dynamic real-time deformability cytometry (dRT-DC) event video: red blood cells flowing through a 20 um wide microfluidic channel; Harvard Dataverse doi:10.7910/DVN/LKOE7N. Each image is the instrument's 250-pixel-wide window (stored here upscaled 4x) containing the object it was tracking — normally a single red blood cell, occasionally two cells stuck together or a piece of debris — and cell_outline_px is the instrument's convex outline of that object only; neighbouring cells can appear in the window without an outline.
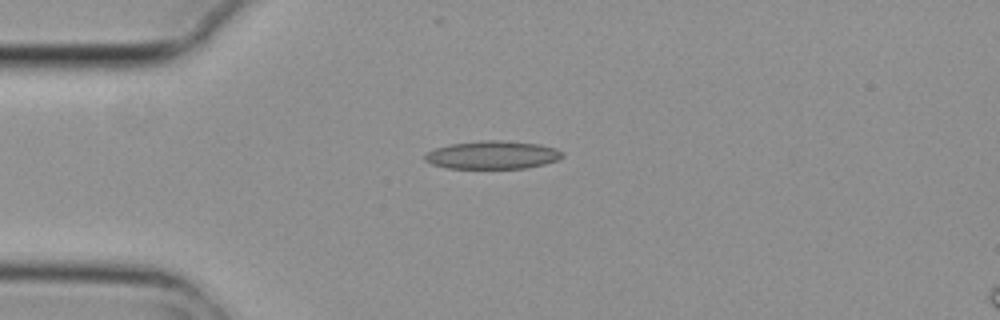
{"species": "common noctule bat (a hibernating species)", "species_latin": "Nyctalus noctula", "temperature_condition": "cold", "stored_images_in_passage": 4, "camera_frame_rate_fps": 3000, "um_per_image_px": 0.085, "animal": {"sex": "female", "body_mass_g": 29.2, "forearm_length_mm": 56.3}, "frame": {"image": 1, "passage_image": 3, "time_ms": 0.667, "image_size_px": [1000, 320], "cell_outline_px": [[564, 156], [556, 160], [544, 164], [524, 168], [448, 168], [432, 164], [424, 160], [424, 156], [428, 152], [436, 148], [452, 144], [484, 140], [500, 140], [540, 144], [556, 148], [564, 152]], "centroid_in_image_um": [41.89, 13.17], "position_along_channel_um": 43.1, "area_um2": 22.37}}